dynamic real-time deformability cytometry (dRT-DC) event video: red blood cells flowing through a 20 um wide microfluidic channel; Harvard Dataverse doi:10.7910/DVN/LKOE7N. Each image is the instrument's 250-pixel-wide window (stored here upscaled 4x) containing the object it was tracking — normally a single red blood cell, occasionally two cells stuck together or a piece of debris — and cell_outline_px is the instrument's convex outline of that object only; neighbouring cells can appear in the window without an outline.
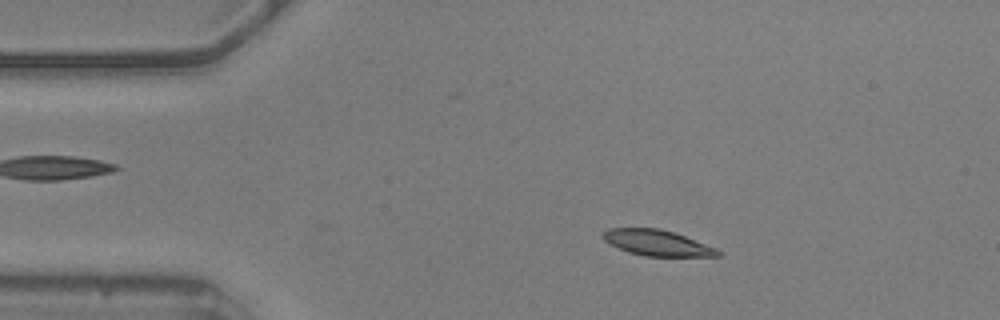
{"species": "common noctule bat (a hibernating species)", "species_latin": "Nyctalus noctula", "temperature_condition": "warm", "stored_images_in_passage": 55, "camera_frame_rate_fps": 3000, "um_per_image_px": 0.085, "animal": {"sex": "male", "body_mass_g": 20.5, "forearm_length_mm": 52.5}, "frame": {"image": 1, "passage_image": 9, "time_ms": 2.667, "image_size_px": [1000, 320], "cell_outline_px": [[720, 256], [644, 256], [628, 252], [608, 244], [600, 236], [608, 228], [660, 228], [684, 236], [716, 248], [720, 252]], "centroid_in_image_um": [55.79, 20.64], "position_along_channel_um": 29.2, "area_um2": 17.17}}
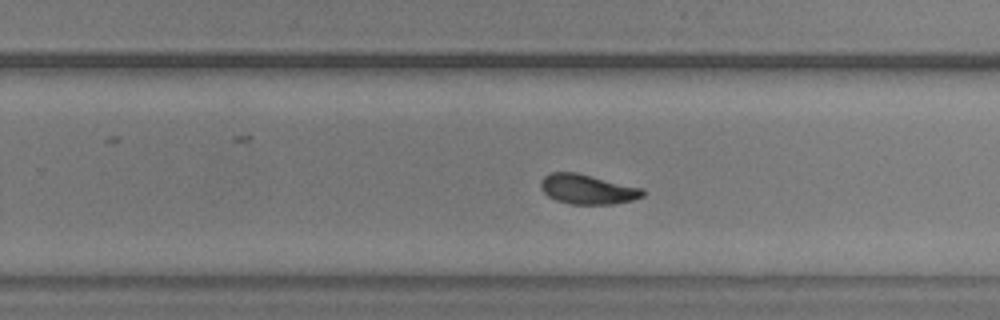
{"frame": {"image": 2, "passage_image": 34, "time_ms": 11.0, "image_size_px": [1000, 320], "cell_outline_px": [[644, 196], [632, 200], [612, 204], [568, 204], [556, 200], [548, 196], [540, 188], [540, 180], [544, 176], [552, 172], [576, 172], [644, 188]], "centroid_in_image_um": [49.93, 16.08], "position_along_channel_um": 279.9, "area_um2": 17.8}}
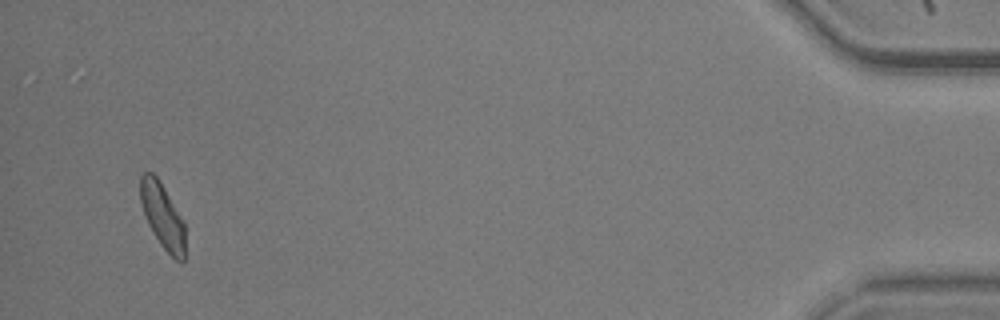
{"frame": {"image": 3, "passage_image": 53, "time_ms": 17.333, "image_size_px": [1000, 320], "cell_outline_px": [[184, 260], [176, 260], [160, 244], [152, 232], [144, 216], [140, 200], [140, 176], [144, 172], [152, 172], [156, 176], [164, 188], [184, 220]], "centroid_in_image_um": [13.79, 18.32], "position_along_channel_um": 421.4, "area_um2": 16.88}, "authors_computed_cell_mechanics": {"area_um2": 17.8602, "velocity_mm_per_s": 3.5778, "shape_relaxation_time_tau1_ms": 4.0351, "shape_relaxation_time_tau2_ms": 2.6865, "deformation_change_tau1": 0.1134, "deformation_change_tau2": 0.0763}}